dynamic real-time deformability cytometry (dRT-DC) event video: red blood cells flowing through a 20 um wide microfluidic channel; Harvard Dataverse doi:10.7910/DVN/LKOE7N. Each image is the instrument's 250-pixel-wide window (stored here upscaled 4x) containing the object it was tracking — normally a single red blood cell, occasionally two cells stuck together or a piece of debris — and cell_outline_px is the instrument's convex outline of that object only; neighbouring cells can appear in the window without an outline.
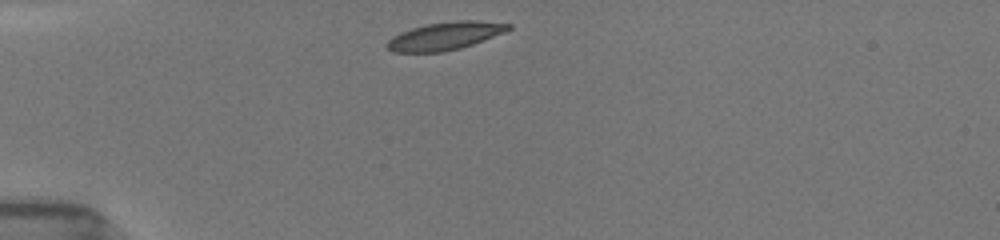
{"species": "common noctule bat (a hibernating species)", "species_latin": "Nyctalus noctula", "temperature_condition": "room temperature", "stored_images_in_passage": 26, "camera_frame_rate_fps": 3000, "um_per_image_px": 0.085, "animal": {"sex": "female", "body_mass_g": 19.5, "forearm_length_mm": 54.1}, "frame": {"image": 1, "passage_image": 1, "time_ms": 0.0, "image_size_px": [1000, 240], "cell_outline_px": [[512, 28], [504, 32], [472, 44], [460, 48], [440, 52], [392, 52], [388, 48], [388, 40], [392, 36], [400, 32], [412, 28], [428, 24], [456, 20], [476, 20], [512, 24]], "centroid_in_image_um": [37.83, 3.05], "position_along_channel_um": 47.2, "area_um2": 19.48}}
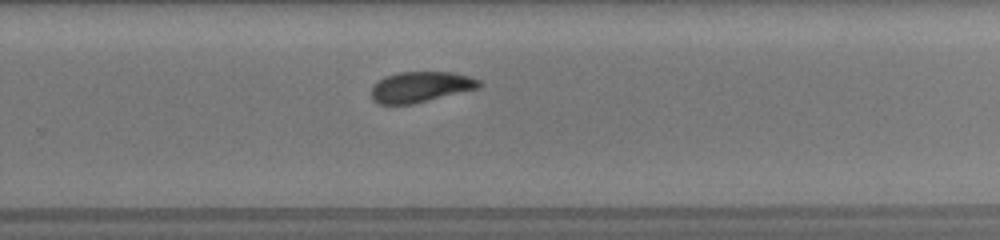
{"frame": {"image": 2, "passage_image": 14, "time_ms": 7.0, "image_size_px": [1000, 240], "cell_outline_px": [[480, 84], [476, 88], [412, 104], [380, 104], [372, 100], [372, 84], [384, 76], [400, 72], [448, 72], [468, 76], [480, 80]], "centroid_in_image_um": [35.67, 7.38], "position_along_channel_um": 294.1, "area_um2": 18.9}}
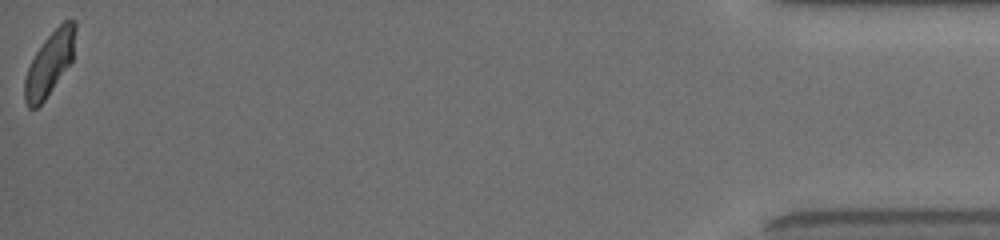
{"frame": {"image": 3, "passage_image": 26, "time_ms": 12.667, "image_size_px": [1000, 240], "cell_outline_px": [[76, 28], [72, 60], [44, 100], [36, 108], [28, 108], [24, 100], [24, 80], [28, 68], [36, 52], [44, 40], [64, 20], [76, 20]], "centroid_in_image_um": [4.21, 5.39], "position_along_channel_um": 431.0, "area_um2": 18.38}, "authors_computed_cell_mechanics": {"area_um2": 19.7676, "velocity_mm_per_s": 3.9289, "shape_relaxation_time_tau1_ms": 2.6717, "shape_relaxation_time_tau2_ms": 1.8822, "deformation_change_tau1": 0.1371, "deformation_change_tau2": 0.0768}}